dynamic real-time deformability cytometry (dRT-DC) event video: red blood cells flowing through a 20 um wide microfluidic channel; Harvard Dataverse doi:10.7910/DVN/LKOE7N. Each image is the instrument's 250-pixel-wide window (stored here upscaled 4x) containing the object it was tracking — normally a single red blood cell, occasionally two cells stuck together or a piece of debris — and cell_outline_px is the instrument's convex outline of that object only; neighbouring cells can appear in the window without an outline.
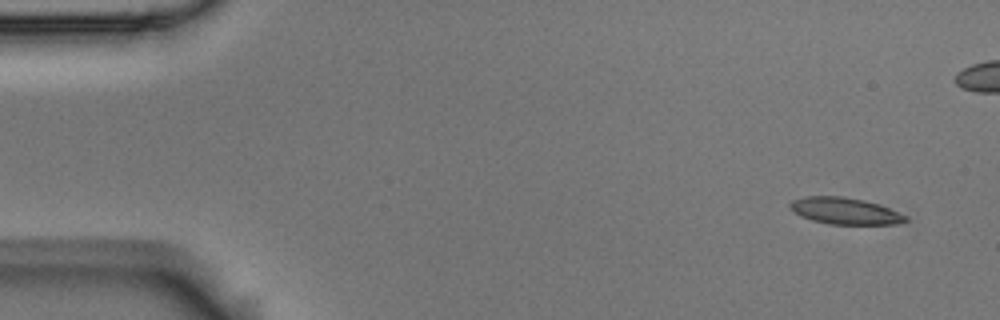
{"species": "Egyptian fruit bat (a non-hibernating species)", "species_latin": "Rousettus aegyptiacus", "temperature_condition": "room temperature", "stored_images_in_passage": 4, "camera_frame_rate_fps": 3000, "um_per_image_px": 0.085, "animal": {"sex": "male"}, "frame": {"image": 1, "passage_image": 1, "time_ms": 0.0, "image_size_px": [1000, 320], "cell_outline_px": [[908, 220], [896, 224], [828, 224], [812, 220], [800, 216], [788, 204], [792, 200], [804, 196], [844, 196], [864, 200], [888, 208], [908, 216]], "centroid_in_image_um": [71.81, 17.93], "position_along_channel_um": 13.2, "area_um2": 17.8}}